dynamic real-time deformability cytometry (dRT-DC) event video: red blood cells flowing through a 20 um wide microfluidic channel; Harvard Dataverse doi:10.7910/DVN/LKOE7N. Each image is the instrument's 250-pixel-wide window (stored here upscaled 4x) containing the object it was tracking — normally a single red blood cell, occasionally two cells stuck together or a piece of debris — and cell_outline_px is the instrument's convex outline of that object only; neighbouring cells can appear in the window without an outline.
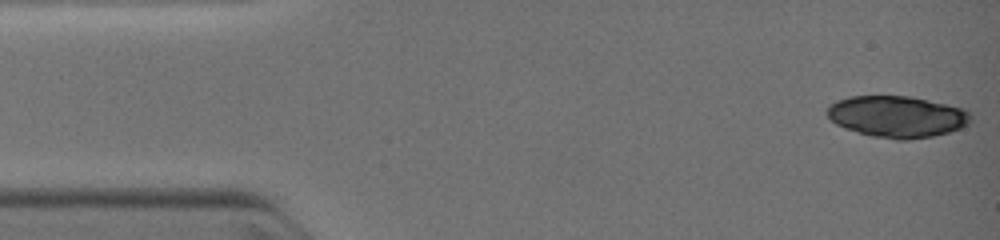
{"species": "common noctule bat (a hibernating species)", "species_latin": "Nyctalus noctula", "temperature_condition": "warm", "stored_images_in_passage": 22, "camera_frame_rate_fps": 3000, "um_per_image_px": 0.085, "animal": {"sex": "female", "body_mass_g": 19.0, "forearm_length_mm": 51.5}, "frame": {"image": 1, "passage_image": 1, "time_ms": 0.0, "image_size_px": [1000, 240], "cell_outline_px": [[972, 120], [968, 124], [960, 128], [948, 132], [932, 136], [908, 140], [896, 140], [872, 136], [844, 128], [836, 124], [828, 116], [828, 108], [836, 100], [848, 96], [908, 96], [928, 100], [964, 108], [972, 116]], "centroid_in_image_um": [76.27, 9.91], "position_along_channel_um": 8.7, "area_um2": 34.68}}